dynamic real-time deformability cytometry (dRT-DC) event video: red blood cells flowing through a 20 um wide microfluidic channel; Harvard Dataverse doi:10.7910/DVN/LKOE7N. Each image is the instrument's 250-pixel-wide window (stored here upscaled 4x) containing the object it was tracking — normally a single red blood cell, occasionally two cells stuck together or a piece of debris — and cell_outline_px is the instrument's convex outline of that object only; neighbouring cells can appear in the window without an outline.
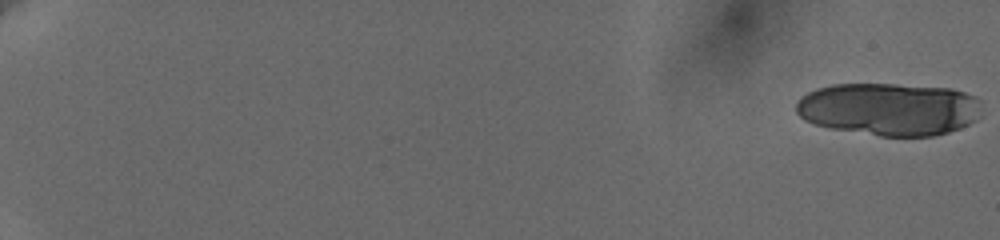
{"species": "human", "species_latin": "Homo sapiens", "temperature_condition": "cold", "stored_images_in_passage": 24, "camera_frame_rate_fps": 3000, "um_per_image_px": 0.085, "donor": {"sex": "female"}, "frame": {"image": 1, "passage_image": 1, "time_ms": 0.0, "image_size_px": [1000, 240], "cell_outline_px": [[980, 100], [976, 120], [960, 128], [948, 132], [932, 136], [880, 136], [828, 128], [812, 124], [804, 120], [796, 112], [796, 100], [800, 96], [816, 88], [832, 84], [892, 84], [952, 88], [976, 96]], "centroid_in_image_um": [75.52, 9.27], "position_along_channel_um": 9.5, "area_um2": 57.4}}